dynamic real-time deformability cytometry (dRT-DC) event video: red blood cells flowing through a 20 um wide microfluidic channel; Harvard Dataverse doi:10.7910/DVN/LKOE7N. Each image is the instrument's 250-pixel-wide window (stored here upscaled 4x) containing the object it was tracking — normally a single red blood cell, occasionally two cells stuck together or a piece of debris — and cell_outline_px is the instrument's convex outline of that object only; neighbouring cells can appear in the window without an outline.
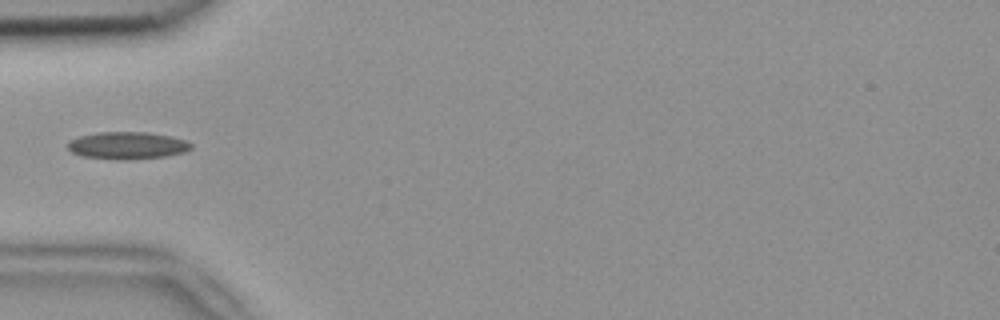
{"species": "common noctule bat (a hibernating species)", "species_latin": "Nyctalus noctula", "temperature_condition": "room temperature", "stored_images_in_passage": 6, "camera_frame_rate_fps": 3000, "um_per_image_px": 0.085, "animal": {"sex": "female", "body_mass_g": 18.4}, "frame": {"image": 1, "passage_image": 5, "time_ms": 1.333, "image_size_px": [1000, 320], "cell_outline_px": [[192, 148], [188, 152], [164, 156], [132, 160], [116, 160], [84, 156], [72, 152], [68, 148], [68, 144], [72, 140], [80, 136], [100, 132], [148, 132], [172, 136], [184, 140], [192, 144]], "centroid_in_image_um": [10.88, 12.37], "position_along_channel_um": 74.1, "area_um2": 19.65}}